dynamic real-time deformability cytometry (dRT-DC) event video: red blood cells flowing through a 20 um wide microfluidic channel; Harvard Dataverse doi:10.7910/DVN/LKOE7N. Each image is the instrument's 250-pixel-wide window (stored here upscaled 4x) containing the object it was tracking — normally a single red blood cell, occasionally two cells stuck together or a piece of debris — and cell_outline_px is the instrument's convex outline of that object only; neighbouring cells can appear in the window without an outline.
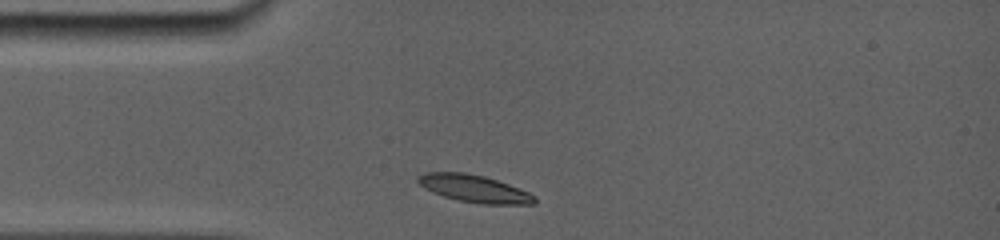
{"species": "common noctule bat (a hibernating species)", "species_latin": "Nyctalus noctula", "temperature_condition": "room temperature", "stored_images_in_passage": 18, "camera_frame_rate_fps": 5000, "um_per_image_px": 0.085, "animal": {"sex": "female", "body_mass_g": 19.0, "forearm_length_mm": 56.7}, "frame": {"image": 1, "passage_image": 1, "time_ms": 0.0, "image_size_px": [1000, 240], "cell_outline_px": [[536, 204], [480, 204], [456, 200], [432, 192], [424, 188], [416, 180], [416, 176], [424, 172], [464, 172], [484, 176], [520, 188], [536, 196]], "centroid_in_image_um": [40.29, 16.03], "position_along_channel_um": 44.7, "area_um2": 18.73}}
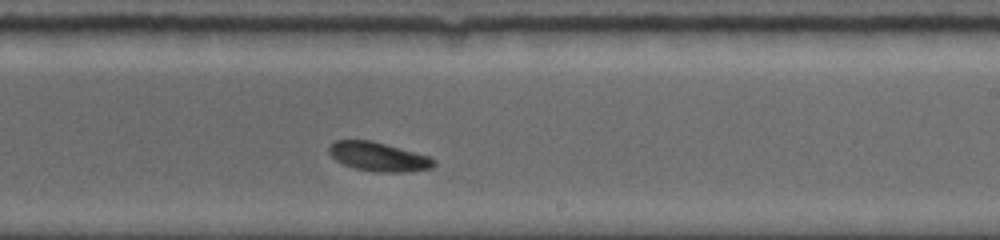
{"frame": {"image": 2, "passage_image": 11, "time_ms": 6.0, "image_size_px": [1000, 240], "cell_outline_px": [[436, 164], [432, 168], [408, 172], [376, 172], [356, 168], [344, 164], [336, 160], [328, 152], [328, 148], [336, 140], [372, 140], [432, 156], [436, 160]], "centroid_in_image_um": [32.24, 13.32], "position_along_channel_um": 256.8, "area_um2": 17.92}}
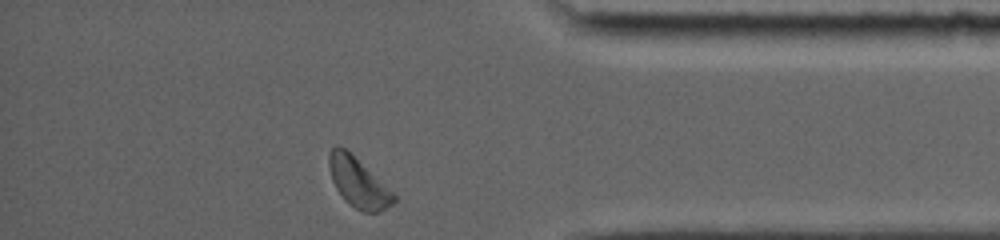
{"frame": {"image": 3, "passage_image": 18, "time_ms": 10.2, "image_size_px": [1000, 240], "cell_outline_px": [[396, 200], [392, 204], [376, 212], [360, 212], [344, 200], [336, 188], [332, 180], [328, 164], [328, 152], [336, 144], [344, 148], [392, 192], [396, 196]], "centroid_in_image_um": [30.39, 15.52], "position_along_channel_um": 404.8, "area_um2": 18.15}, "authors_computed_cell_mechanics": {"area_um2": 18.1781, "velocity_mm_per_s": 3.7456, "shape_relaxation_time_tau1_ms": 1.6674, "shape_relaxation_time_tau2_ms": null, "deformation_change_tau1": 0.0903, "deformation_change_tau2": null}}